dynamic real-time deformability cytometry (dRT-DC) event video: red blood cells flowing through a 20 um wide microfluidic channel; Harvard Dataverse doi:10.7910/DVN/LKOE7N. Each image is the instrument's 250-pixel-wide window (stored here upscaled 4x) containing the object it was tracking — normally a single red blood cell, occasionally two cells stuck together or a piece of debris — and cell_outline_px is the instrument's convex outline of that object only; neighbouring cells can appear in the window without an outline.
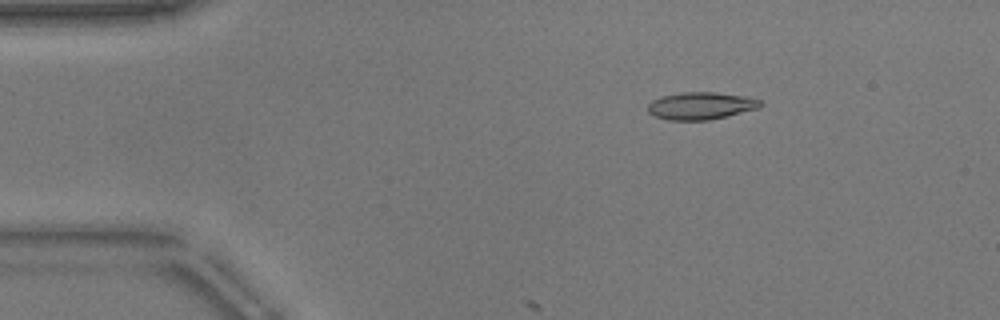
{"species": "common noctule bat (a hibernating species)", "species_latin": "Nyctalus noctula", "temperature_condition": "warm", "stored_images_in_passage": 14, "camera_frame_rate_fps": 3000, "um_per_image_px": 0.085, "animal": {"sex": "male", "body_mass_g": 17.9}, "frame": {"image": 1, "passage_image": 8, "time_ms": 2.333, "image_size_px": [1000, 320], "cell_outline_px": [[764, 104], [760, 108], [728, 116], [708, 120], [668, 120], [652, 116], [648, 112], [648, 104], [652, 100], [664, 96], [680, 92], [716, 92], [744, 96], [760, 100]], "centroid_in_image_um": [59.58, 9.0], "position_along_channel_um": 25.4, "area_um2": 18.09}}